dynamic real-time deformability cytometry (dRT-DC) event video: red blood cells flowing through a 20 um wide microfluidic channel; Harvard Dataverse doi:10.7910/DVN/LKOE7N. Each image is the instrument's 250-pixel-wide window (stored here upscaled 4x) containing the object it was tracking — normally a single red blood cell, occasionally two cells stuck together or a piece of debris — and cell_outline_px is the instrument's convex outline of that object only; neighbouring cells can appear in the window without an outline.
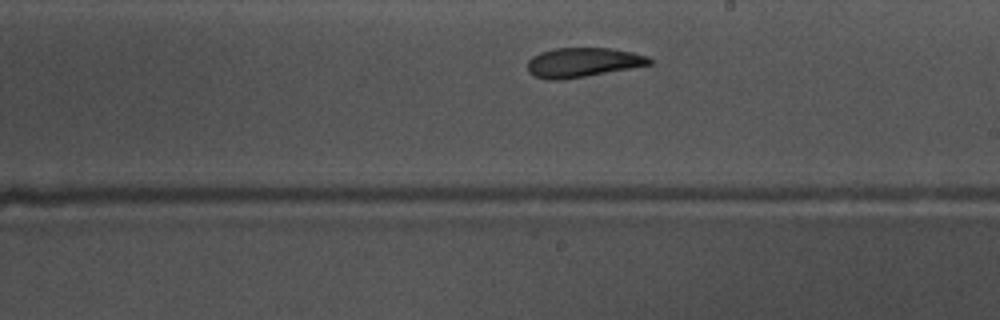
{"species": "common noctule bat (a hibernating species)", "species_latin": "Nyctalus noctula", "temperature_condition": "warm", "stored_images_in_passage": 30, "camera_frame_rate_fps": 3000, "um_per_image_px": 0.085, "animal": {"sex": "male", "body_mass_g": 17.5, "forearm_length_mm": 52.3}, "frame": {"image": 1, "passage_image": 18, "time_ms": 5.667, "image_size_px": [1000, 320], "cell_outline_px": [[652, 64], [584, 76], [560, 80], [552, 80], [532, 76], [528, 72], [528, 60], [532, 56], [540, 52], [552, 48], [612, 48], [632, 52], [648, 56], [652, 60]], "centroid_in_image_um": [49.5, 5.29], "position_along_channel_um": 239.5, "area_um2": 20.87}}
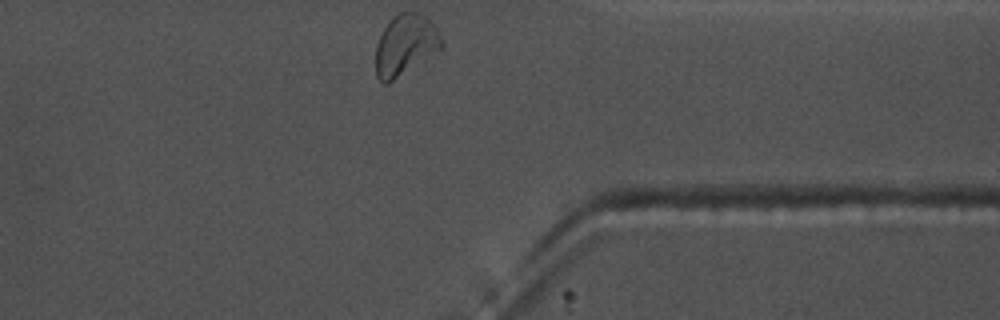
{"frame": {"image": 2, "passage_image": 30, "time_ms": 9.667, "image_size_px": [1000, 320], "cell_outline_px": [[444, 48], [388, 84], [384, 84], [376, 76], [376, 44], [384, 28], [392, 16], [400, 12], [420, 12], [436, 24], [444, 40]], "centroid_in_image_um": [34.51, 3.81], "position_along_channel_um": 376.9, "area_um2": 23.93}, "authors_computed_cell_mechanics": {"area_um2": 21.0103, "velocity_mm_per_s": 3.6379, "shape_relaxation_time_tau1_ms": null, "shape_relaxation_time_tau2_ms": 3.9158, "deformation_change_tau1": null, "deformation_change_tau2": 0.1142}}